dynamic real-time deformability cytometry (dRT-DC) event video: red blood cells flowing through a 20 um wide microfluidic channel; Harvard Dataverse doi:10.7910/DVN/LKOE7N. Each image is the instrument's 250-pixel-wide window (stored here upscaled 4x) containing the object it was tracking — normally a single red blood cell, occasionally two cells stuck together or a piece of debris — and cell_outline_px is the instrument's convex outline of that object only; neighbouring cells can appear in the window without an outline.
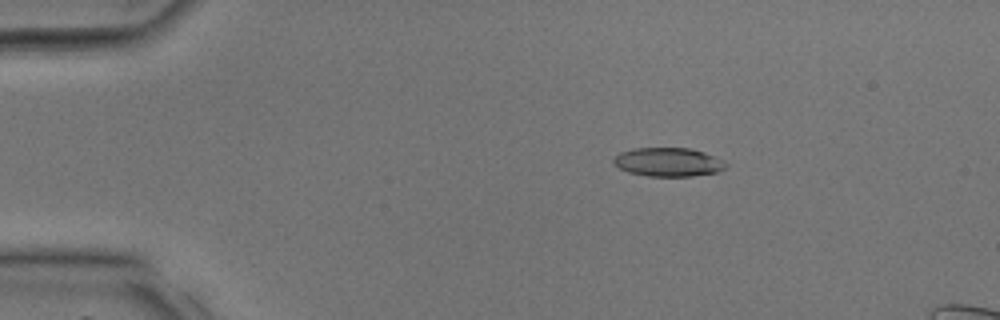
{"species": "common noctule bat (a hibernating species)", "species_latin": "Nyctalus noctula", "temperature_condition": "room temperature", "stored_images_in_passage": 39, "segment_of_instrument_passage": [1, 2], "camera_frame_rate_fps": 3000, "um_per_image_px": 0.085, "animal": {"sex": "male", "body_mass_g": 17.9, "forearm_length_mm": 54.2}, "frame": {"image": 1, "passage_image": 7, "time_ms": 2.0, "image_size_px": [1000, 320], "cell_outline_px": [[728, 164], [724, 168], [716, 172], [692, 176], [648, 176], [628, 172], [620, 168], [612, 160], [620, 152], [632, 148], [688, 148], [704, 152]], "centroid_in_image_um": [56.77, 13.77], "position_along_channel_um": 28.2, "area_um2": 18.55}}
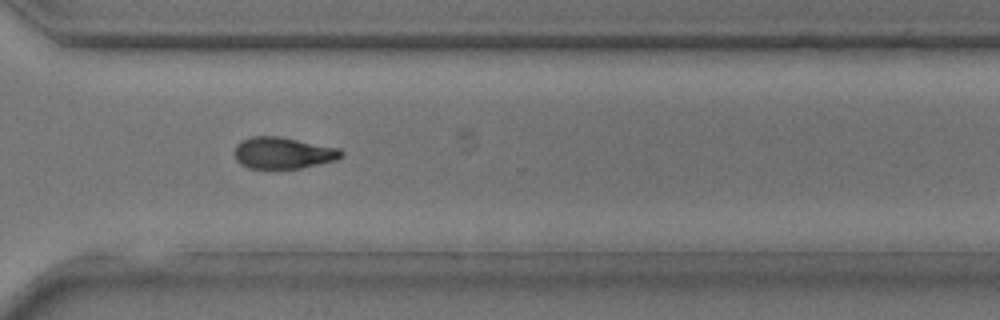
{"frame": {"image": 2, "passage_image": 28, "time_ms": 9.0, "image_size_px": [1000, 320], "cell_outline_px": [[344, 156], [336, 160], [300, 168], [248, 168], [240, 164], [236, 160], [236, 144], [240, 140], [252, 136], [280, 136], [340, 148], [344, 152]], "centroid_in_image_um": [24.08, 12.99], "position_along_channel_um": 346.5, "area_um2": 19.71}}
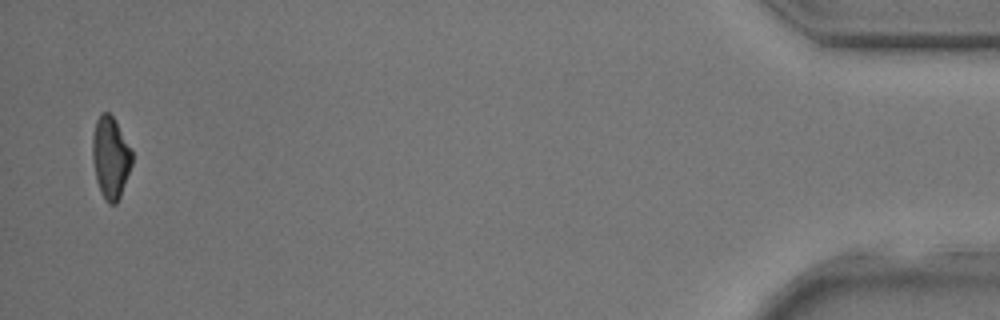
{"frame": {"image": 3, "passage_image": 37, "time_ms": 12.0, "image_size_px": [1000, 320], "cell_outline_px": [[132, 164], [120, 196], [116, 204], [108, 204], [104, 200], [100, 192], [96, 180], [92, 160], [92, 132], [96, 120], [100, 112], [108, 112], [112, 116], [132, 152]], "centroid_in_image_um": [9.36, 13.41], "position_along_channel_um": 425.8, "area_um2": 18.84}}